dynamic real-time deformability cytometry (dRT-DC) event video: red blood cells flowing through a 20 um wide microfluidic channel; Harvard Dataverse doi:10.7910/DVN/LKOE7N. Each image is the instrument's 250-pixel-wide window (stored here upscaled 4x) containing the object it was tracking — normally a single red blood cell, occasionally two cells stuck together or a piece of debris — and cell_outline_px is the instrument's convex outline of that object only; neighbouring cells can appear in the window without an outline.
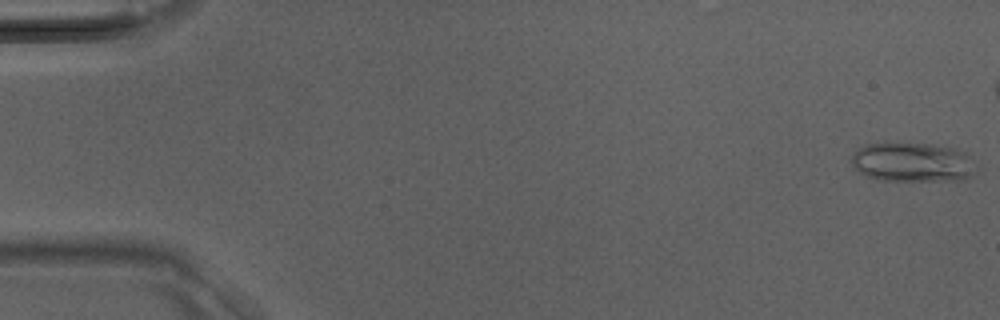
{"species": "Egyptian fruit bat (a non-hibernating species)", "species_latin": "Rousettus aegyptiacus", "temperature_condition": "room temperature", "stored_images_in_passage": 36, "camera_frame_rate_fps": 3000, "um_per_image_px": 0.085, "animal": {"sex": "male"}, "frame": {"image": 1, "passage_image": 1, "time_ms": 0.0, "image_size_px": [1000, 320], "cell_outline_px": [[972, 176], [964, 180], [884, 180], [868, 176], [860, 172], [852, 164], [852, 152], [868, 144], [932, 144], [952, 148], [964, 152], [972, 172]], "centroid_in_image_um": [77.49, 13.8], "position_along_channel_um": 7.5, "area_um2": 27.51}}